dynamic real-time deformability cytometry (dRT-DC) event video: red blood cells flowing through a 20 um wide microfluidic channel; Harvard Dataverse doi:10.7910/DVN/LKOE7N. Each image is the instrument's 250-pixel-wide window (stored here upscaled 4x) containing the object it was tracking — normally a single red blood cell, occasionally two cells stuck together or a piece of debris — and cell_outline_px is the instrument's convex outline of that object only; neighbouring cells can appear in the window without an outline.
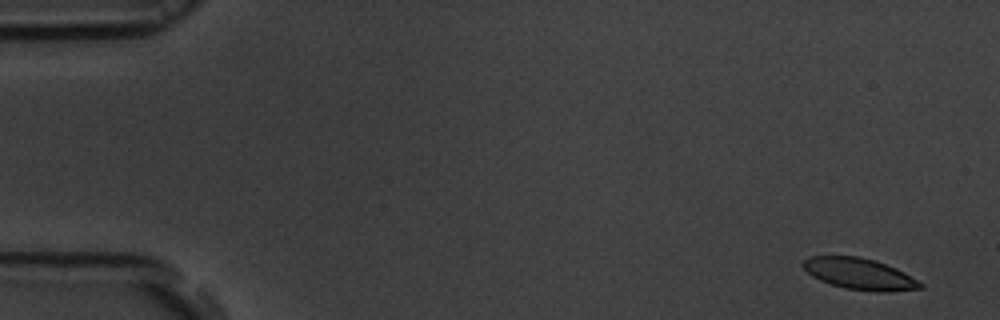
{"species": "common noctule bat (a hibernating species)", "species_latin": "Nyctalus noctula", "temperature_condition": "room temperature", "stored_images_in_passage": 55, "camera_frame_rate_fps": 3000, "um_per_image_px": 0.085, "animal": {"sex": "male", "body_mass_g": 19.5, "forearm_length_mm": 54.6}, "frame": {"image": 1, "passage_image": 2, "time_ms": 0.333, "image_size_px": [1000, 320], "cell_outline_px": [[924, 288], [888, 292], [876, 292], [844, 288], [820, 280], [812, 276], [800, 264], [808, 256], [860, 256], [896, 268], [904, 272], [924, 284]], "centroid_in_image_um": [73.06, 23.28], "position_along_channel_um": 11.9, "area_um2": 21.39}}
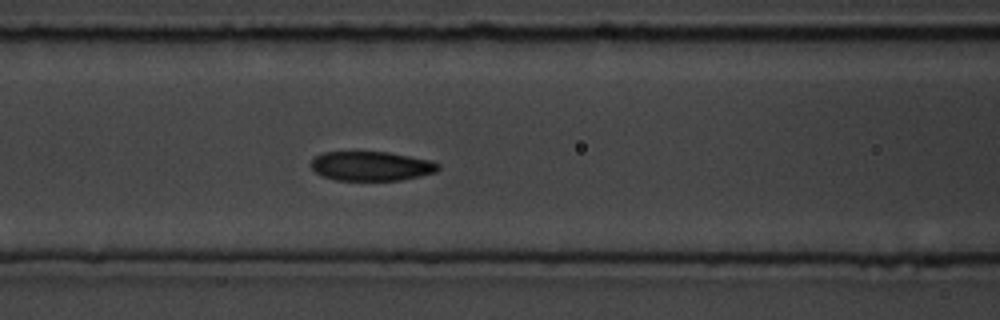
{"frame": {"image": 2, "passage_image": 23, "time_ms": 7.333, "image_size_px": [1000, 320], "cell_outline_px": [[440, 168], [436, 172], [420, 176], [400, 180], [336, 180], [324, 176], [316, 172], [312, 168], [312, 160], [316, 156], [324, 152], [388, 152], [432, 160], [440, 164]], "centroid_in_image_um": [31.61, 14.11], "position_along_channel_um": 135.0, "area_um2": 21.68}}
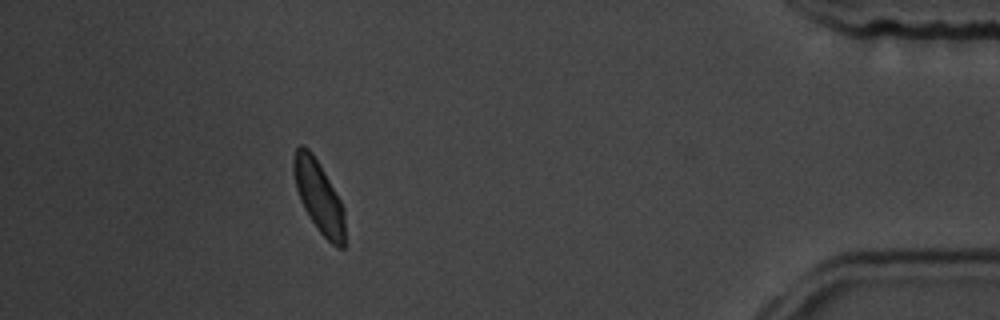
{"frame": {"image": 3, "passage_image": 50, "time_ms": 16.333, "image_size_px": [1000, 320], "cell_outline_px": [[344, 248], [336, 248], [316, 228], [304, 208], [300, 200], [296, 188], [292, 172], [292, 160], [296, 148], [300, 144], [304, 144], [312, 152], [324, 172], [340, 200], [344, 208]], "centroid_in_image_um": [27.07, 16.68], "position_along_channel_um": 408.1, "area_um2": 21.5}, "authors_computed_cell_mechanics": {"area_um2": 21.964, "velocity_mm_per_s": 3.6304, "shape_relaxation_time_tau1_ms": 2.6016, "shape_relaxation_time_tau2_ms": 3.4916, "deformation_change_tau1": 0.0972, "deformation_change_tau2": 0.0366}}